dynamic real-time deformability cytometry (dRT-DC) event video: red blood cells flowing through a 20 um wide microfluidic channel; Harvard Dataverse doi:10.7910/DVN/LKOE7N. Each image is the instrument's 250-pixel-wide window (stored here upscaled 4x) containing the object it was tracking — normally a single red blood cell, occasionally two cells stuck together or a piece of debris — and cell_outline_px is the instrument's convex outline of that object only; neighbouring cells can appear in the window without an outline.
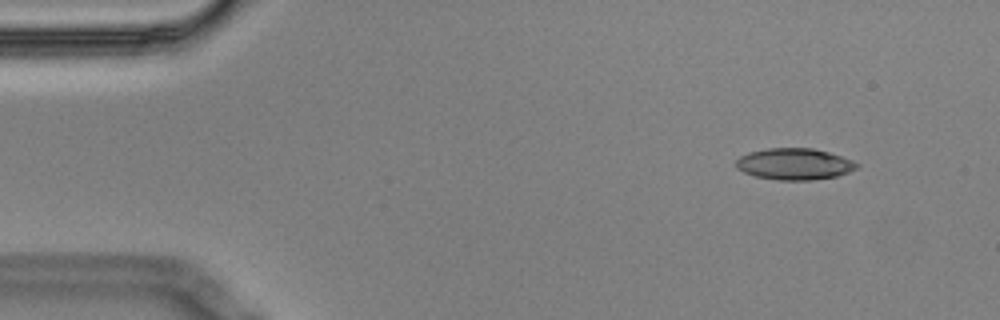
{"species": "Egyptian fruit bat (a non-hibernating species)", "species_latin": "Rousettus aegyptiacus", "temperature_condition": "cold", "stored_images_in_passage": 6, "camera_frame_rate_fps": 3000, "um_per_image_px": 0.085, "animal": {"sex": "male"}, "frame": {"image": 1, "passage_image": 2, "time_ms": 0.333, "image_size_px": [1000, 320], "cell_outline_px": [[860, 164], [856, 168], [848, 172], [836, 176], [812, 180], [776, 180], [756, 176], [744, 172], [736, 168], [736, 160], [740, 156], [748, 152], [768, 148], [812, 148], [828, 152], [852, 160]], "centroid_in_image_um": [67.5, 13.94], "position_along_channel_um": 17.5, "area_um2": 22.08}}
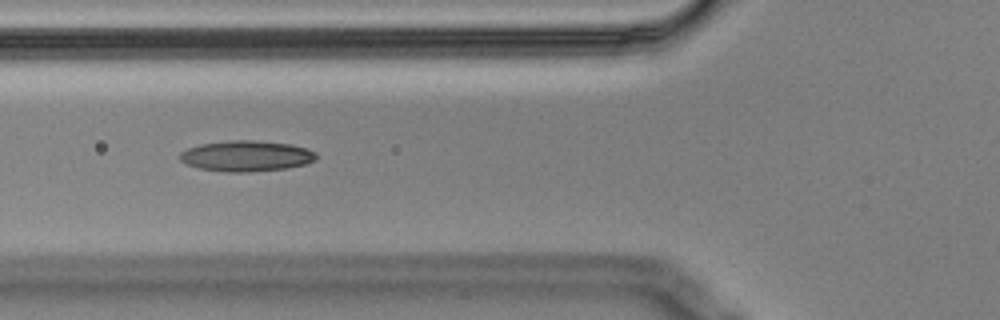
{"frame": {"image": 2, "passage_image": 6, "time_ms": 1.667, "image_size_px": [1000, 320], "cell_outline_px": [[316, 156], [312, 160], [304, 164], [284, 168], [248, 172], [224, 172], [200, 168], [188, 164], [180, 160], [180, 152], [188, 148], [200, 144], [228, 140], [252, 140], [292, 144], [316, 152]], "centroid_in_image_um": [20.9, 13.25], "position_along_channel_um": 104.9, "area_um2": 24.16}}